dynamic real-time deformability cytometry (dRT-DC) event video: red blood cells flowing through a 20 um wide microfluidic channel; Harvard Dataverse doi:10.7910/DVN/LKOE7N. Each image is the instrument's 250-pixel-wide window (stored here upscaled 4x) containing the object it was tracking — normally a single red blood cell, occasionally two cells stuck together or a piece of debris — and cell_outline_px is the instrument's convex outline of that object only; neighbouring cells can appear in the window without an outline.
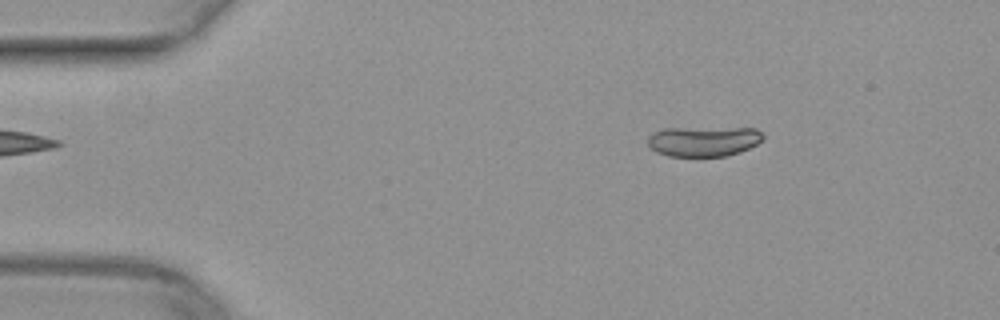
{"species": "common noctule bat (a hibernating species)", "species_latin": "Nyctalus noctula", "temperature_condition": "warm", "stored_images_in_passage": 50, "camera_frame_rate_fps": 3000, "um_per_image_px": 0.085, "animal": {"sex": "female", "body_mass_g": 29.2, "forearm_length_mm": 56.3}, "frame": {"image": 1, "passage_image": 8, "time_ms": 2.333, "image_size_px": [1000, 320], "cell_outline_px": [[764, 140], [740, 152], [728, 156], [668, 156], [656, 152], [648, 148], [648, 136], [664, 128], [756, 128], [764, 136]], "centroid_in_image_um": [59.8, 12.01], "position_along_channel_um": 25.2, "area_um2": 20.35}}
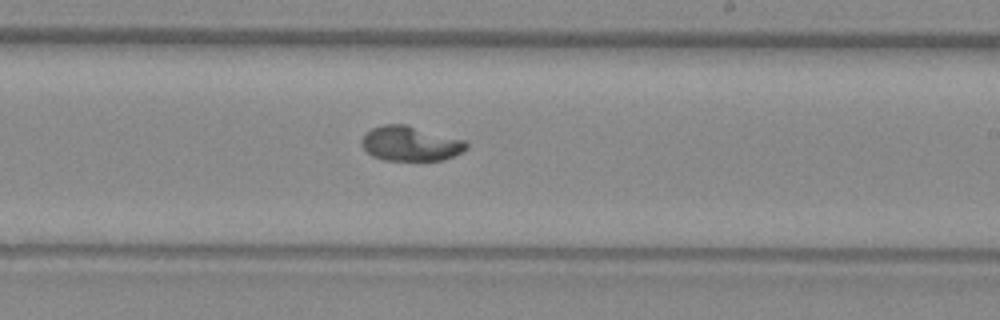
{"frame": {"image": 2, "passage_image": 30, "time_ms": 9.667, "image_size_px": [1000, 320], "cell_outline_px": [[468, 148], [444, 160], [384, 160], [372, 156], [364, 148], [364, 136], [372, 128], [384, 124], [404, 124], [464, 140], [468, 144]], "centroid_in_image_um": [34.91, 12.21], "position_along_channel_um": 254.1, "area_um2": 20.75}}
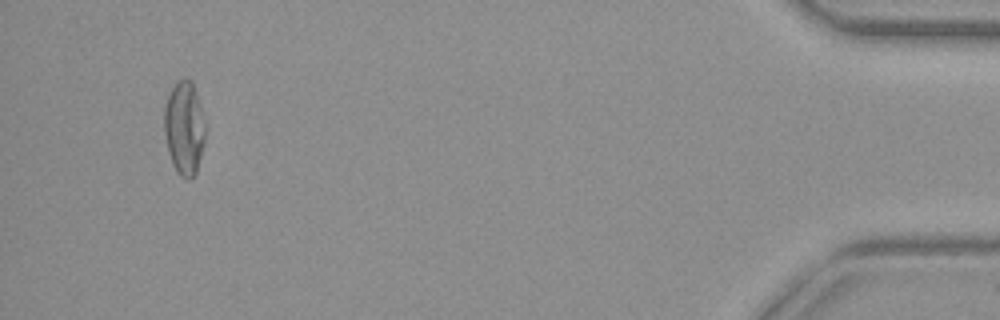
{"frame": {"image": 3, "passage_image": 48, "time_ms": 15.667, "image_size_px": [1000, 320], "cell_outline_px": [[204, 144], [196, 172], [188, 180], [180, 176], [176, 172], [172, 164], [168, 152], [164, 132], [164, 108], [168, 96], [172, 88], [180, 80], [192, 80], [200, 104], [204, 124]], "centroid_in_image_um": [15.65, 10.92], "position_along_channel_um": 419.6, "area_um2": 22.14}}